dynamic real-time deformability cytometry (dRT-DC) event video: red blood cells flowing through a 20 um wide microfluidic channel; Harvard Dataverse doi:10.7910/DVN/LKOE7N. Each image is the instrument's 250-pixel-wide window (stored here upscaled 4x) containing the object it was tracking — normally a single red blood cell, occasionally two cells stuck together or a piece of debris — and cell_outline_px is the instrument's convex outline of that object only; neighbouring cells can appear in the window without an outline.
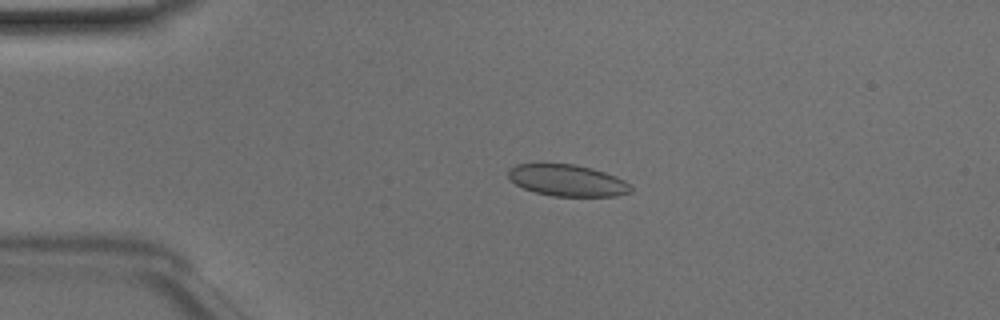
{"species": "Egyptian fruit bat (a non-hibernating species)", "species_latin": "Rousettus aegyptiacus", "temperature_condition": "room temperature", "stored_images_in_passage": 49, "camera_frame_rate_fps": 3000, "um_per_image_px": 0.085, "animal": {"sex": "male"}, "frame": {"image": 1, "passage_image": 11, "time_ms": 3.333, "image_size_px": [1000, 320], "cell_outline_px": [[632, 192], [616, 196], [552, 196], [536, 192], [524, 188], [516, 184], [508, 176], [508, 172], [516, 164], [572, 164], [592, 168], [616, 176], [624, 180], [632, 188]], "centroid_in_image_um": [48.26, 15.34], "position_along_channel_um": 36.7, "area_um2": 22.31}}
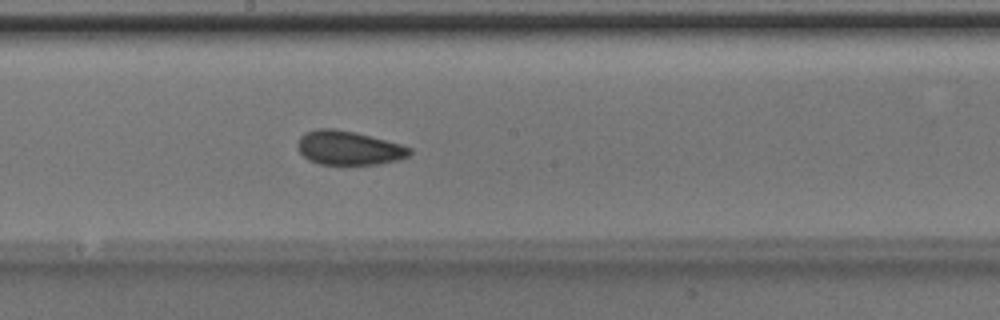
{"frame": {"image": 2, "passage_image": 27, "time_ms": 8.667, "image_size_px": [1000, 320], "cell_outline_px": [[412, 152], [408, 156], [396, 160], [380, 164], [320, 164], [308, 160], [300, 152], [296, 144], [300, 136], [304, 132], [316, 128], [336, 128], [356, 132], [400, 144], [412, 148]], "centroid_in_image_um": [29.61, 12.56], "position_along_channel_um": 218.6, "area_um2": 22.31}}
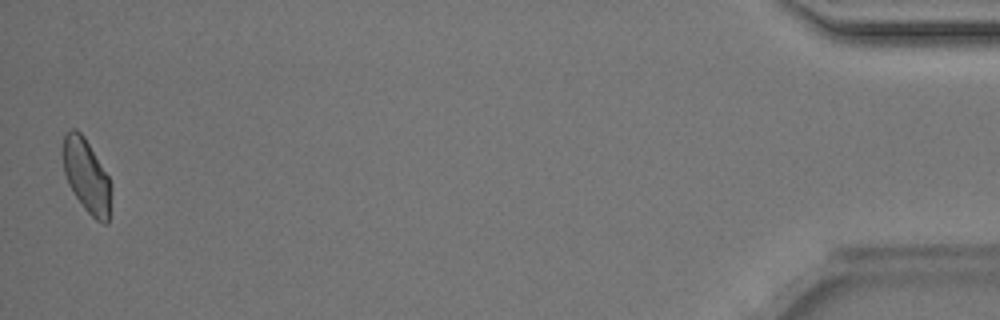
{"frame": {"image": 3, "passage_image": 49, "time_ms": 16.0, "image_size_px": [1000, 320], "cell_outline_px": [[112, 188], [108, 224], [104, 224], [96, 220], [84, 208], [68, 184], [64, 172], [60, 152], [64, 136], [72, 128], [76, 128], [84, 136], [108, 176], [112, 184]], "centroid_in_image_um": [7.34, 14.94], "position_along_channel_um": 427.9, "area_um2": 20.92}, "authors_computed_cell_mechanics": {"area_um2": 22.3108, "velocity_mm_per_s": 4.0867, "shape_relaxation_time_tau1_ms": 8.4608, "shape_relaxation_time_tau2_ms": 1.954, "deformation_change_tau1": 0.1248, "deformation_change_tau2": 0.0541}}